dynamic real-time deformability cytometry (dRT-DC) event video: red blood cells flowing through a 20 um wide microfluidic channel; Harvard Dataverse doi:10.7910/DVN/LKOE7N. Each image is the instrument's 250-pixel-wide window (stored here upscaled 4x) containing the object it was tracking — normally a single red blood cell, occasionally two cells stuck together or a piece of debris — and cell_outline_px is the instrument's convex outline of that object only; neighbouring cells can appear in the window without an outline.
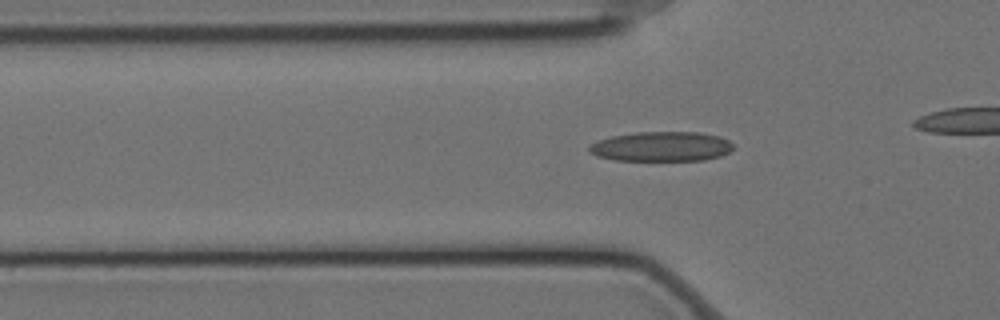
{"species": "Egyptian fruit bat (a non-hibernating species)", "species_latin": "Rousettus aegyptiacus", "temperature_condition": "cold", "stored_images_in_passage": 46, "camera_frame_rate_fps": 3000, "um_per_image_px": 0.085, "animal": {"sex": "female"}, "frame": {"image": 1, "passage_image": 18, "time_ms": 5.667, "image_size_px": [1000, 320], "cell_outline_px": [[732, 148], [728, 152], [720, 156], [704, 160], [612, 160], [596, 156], [588, 152], [588, 144], [596, 140], [612, 136], [636, 132], [700, 132], [720, 136], [728, 140], [732, 144]], "centroid_in_image_um": [56.16, 12.45], "position_along_channel_um": 69.6, "area_um2": 25.14}}
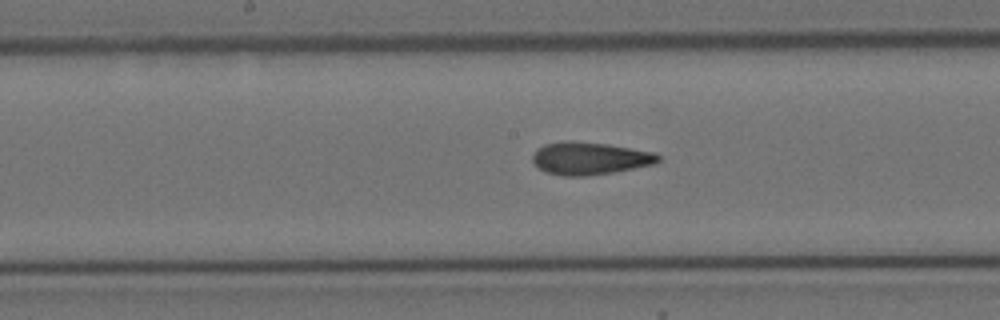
{"frame": {"image": 2, "passage_image": 29, "time_ms": 9.333, "image_size_px": [1000, 320], "cell_outline_px": [[660, 160], [656, 164], [612, 172], [584, 176], [564, 176], [544, 172], [532, 160], [532, 156], [536, 148], [544, 144], [564, 140], [572, 140], [608, 144], [656, 152], [660, 156]], "centroid_in_image_um": [50.13, 13.44], "position_along_channel_um": 198.1, "area_um2": 24.1}}
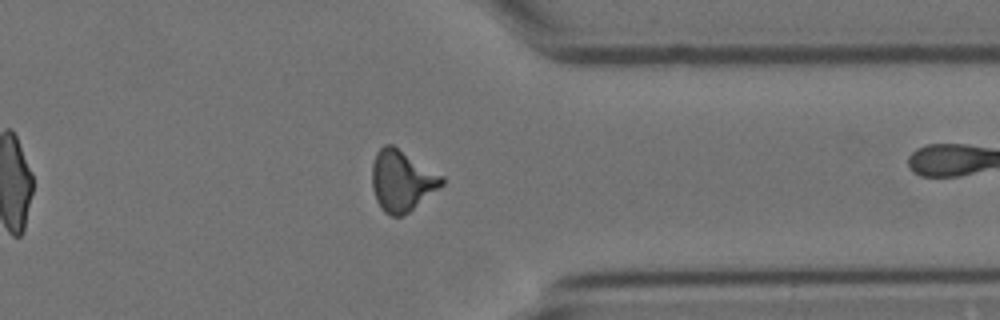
{"frame": {"image": 3, "passage_image": 45, "time_ms": 14.667, "image_size_px": [1000, 320], "cell_outline_px": [[444, 184], [408, 212], [400, 216], [392, 216], [384, 212], [380, 208], [376, 200], [372, 188], [372, 164], [376, 152], [384, 144], [392, 144], [444, 176]], "centroid_in_image_um": [34.14, 15.35], "position_along_channel_um": 377.3, "area_um2": 24.74}}